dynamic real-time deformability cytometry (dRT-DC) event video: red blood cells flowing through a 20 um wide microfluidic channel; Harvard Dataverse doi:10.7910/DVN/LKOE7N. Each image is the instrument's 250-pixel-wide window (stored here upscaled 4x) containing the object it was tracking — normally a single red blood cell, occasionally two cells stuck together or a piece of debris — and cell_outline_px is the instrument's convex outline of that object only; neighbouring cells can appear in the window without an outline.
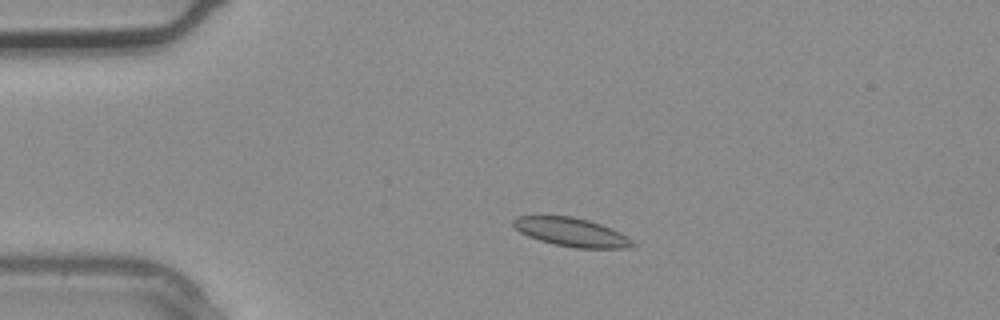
{"species": "common noctule bat (a hibernating species)", "species_latin": "Nyctalus noctula", "temperature_condition": "warm", "stored_images_in_passage": 3, "camera_frame_rate_fps": 3000, "um_per_image_px": 0.085, "animal": {"sex": "male", "body_mass_g": 20.4}, "frame": {"image": 1, "passage_image": 2, "time_ms": 0.333, "image_size_px": [1000, 320], "cell_outline_px": [[636, 244], [628, 248], [576, 248], [556, 244], [540, 240], [528, 236], [520, 232], [512, 224], [512, 220], [516, 216], [572, 216], [588, 220], [600, 224], [620, 232], [632, 240]], "centroid_in_image_um": [48.57, 19.73], "position_along_channel_um": 36.4, "area_um2": 19.71}}